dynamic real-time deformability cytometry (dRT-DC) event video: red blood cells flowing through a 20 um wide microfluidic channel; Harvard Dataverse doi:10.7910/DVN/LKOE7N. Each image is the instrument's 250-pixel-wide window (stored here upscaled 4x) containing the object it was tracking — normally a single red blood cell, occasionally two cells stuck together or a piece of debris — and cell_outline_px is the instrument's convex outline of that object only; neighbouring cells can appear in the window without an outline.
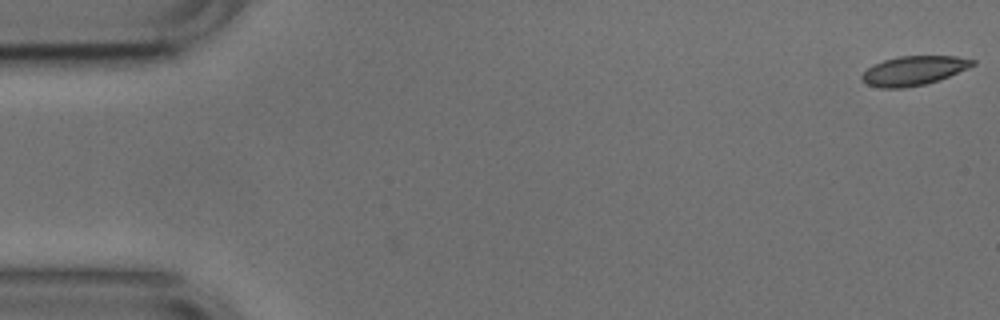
{"species": "common noctule bat (a hibernating species)", "species_latin": "Nyctalus noctula", "temperature_condition": "cold", "stored_images_in_passage": 53, "camera_frame_rate_fps": 3000, "um_per_image_px": 0.085, "animal": {"sex": "male", "body_mass_g": 17.9, "forearm_length_mm": 54.2}, "frame": {"image": 1, "passage_image": 1, "time_ms": 0.0, "image_size_px": [1000, 320], "cell_outline_px": [[976, 64], [948, 76], [924, 84], [904, 88], [880, 88], [868, 84], [860, 76], [868, 68], [884, 60], [900, 56], [956, 56], [976, 60]], "centroid_in_image_um": [77.67, 6.0], "position_along_channel_um": 7.3, "area_um2": 18.5}}
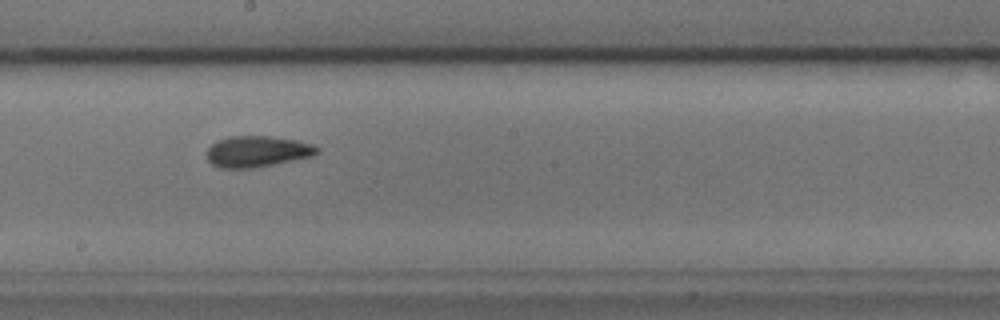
{"frame": {"image": 2, "passage_image": 29, "time_ms": 9.333, "image_size_px": [1000, 320], "cell_outline_px": [[320, 152], [312, 156], [252, 168], [220, 168], [212, 164], [208, 160], [208, 148], [216, 140], [228, 136], [268, 136], [296, 140], [312, 144], [320, 148]], "centroid_in_image_um": [21.86, 12.86], "position_along_channel_um": 226.3, "area_um2": 19.88}}
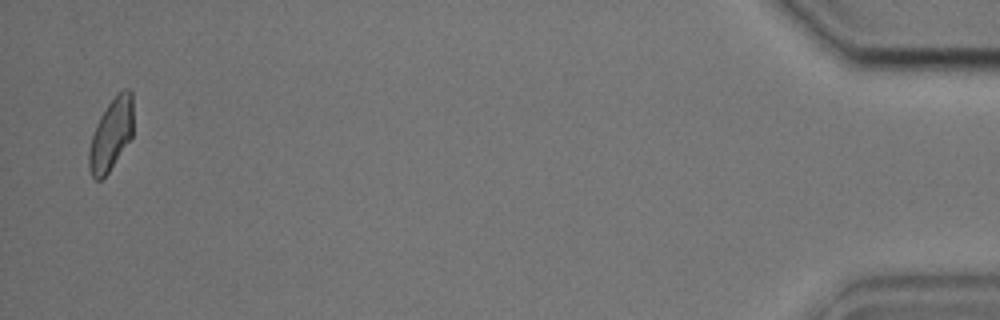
{"frame": {"image": 3, "passage_image": 52, "time_ms": 17.0, "image_size_px": [1000, 320], "cell_outline_px": [[132, 136], [108, 172], [100, 180], [96, 180], [92, 176], [88, 168], [88, 152], [92, 136], [96, 124], [100, 116], [108, 104], [124, 88], [128, 88], [132, 92]], "centroid_in_image_um": [9.43, 11.43], "position_along_channel_um": 425.8, "area_um2": 18.21}, "authors_computed_cell_mechanics": {"area_um2": 19.4208, "velocity_mm_per_s": 3.7526, "shape_relaxation_time_tau1_ms": 3.008, "shape_relaxation_time_tau2_ms": 1.7234, "deformation_change_tau1": 0.1238, "deformation_change_tau2": 0.0827}}